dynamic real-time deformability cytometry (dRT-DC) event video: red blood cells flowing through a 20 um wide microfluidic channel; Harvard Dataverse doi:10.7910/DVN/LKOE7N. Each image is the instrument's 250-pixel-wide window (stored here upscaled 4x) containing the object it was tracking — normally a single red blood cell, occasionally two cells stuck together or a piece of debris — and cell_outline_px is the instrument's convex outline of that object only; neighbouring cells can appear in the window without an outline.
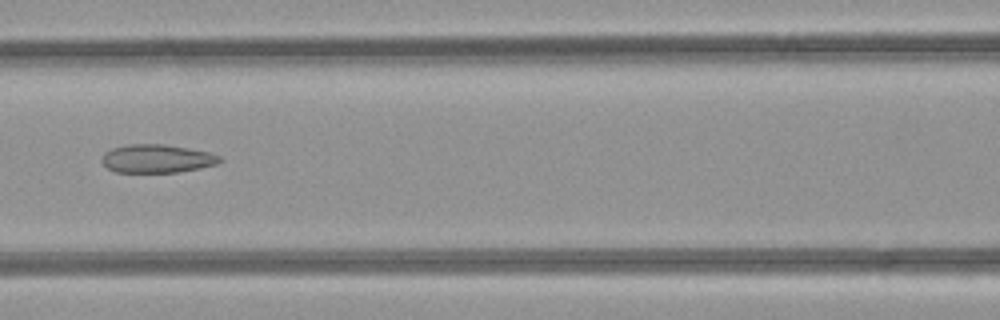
{"species": "common noctule bat (a hibernating species)", "species_latin": "Nyctalus noctula", "temperature_condition": "room temperature", "stored_images_in_passage": 32, "camera_frame_rate_fps": 3000, "um_per_image_px": 0.085, "animal": {"sex": "female", "body_mass_g": 21.9}, "frame": {"image": 1, "passage_image": 14, "time_ms": 4.333, "image_size_px": [1000, 320], "cell_outline_px": [[224, 160], [216, 164], [200, 168], [176, 172], [116, 172], [108, 168], [100, 160], [104, 152], [112, 148], [128, 144], [164, 144], [188, 148], [208, 152], [220, 156]], "centroid_in_image_um": [13.33, 13.48], "position_along_channel_um": 153.3, "area_um2": 19.48}}
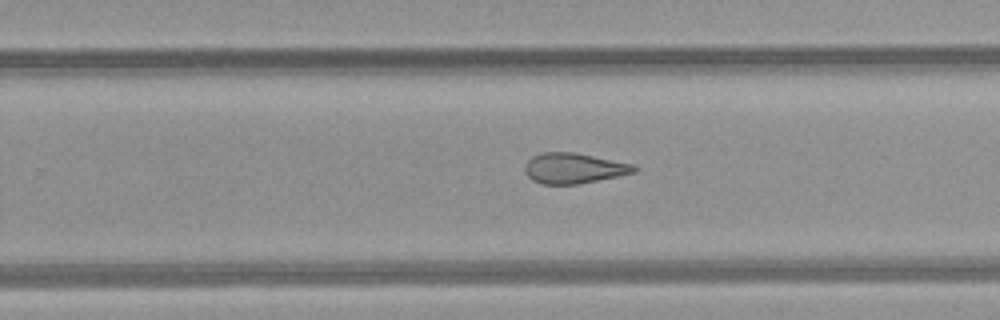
{"frame": {"image": 2, "passage_image": 23, "time_ms": 7.333, "image_size_px": [1000, 320], "cell_outline_px": [[636, 172], [580, 184], [540, 184], [532, 180], [524, 172], [524, 164], [532, 156], [544, 152], [572, 152], [632, 164], [636, 168]], "centroid_in_image_um": [48.71, 14.31], "position_along_channel_um": 281.1, "area_um2": 19.25}}
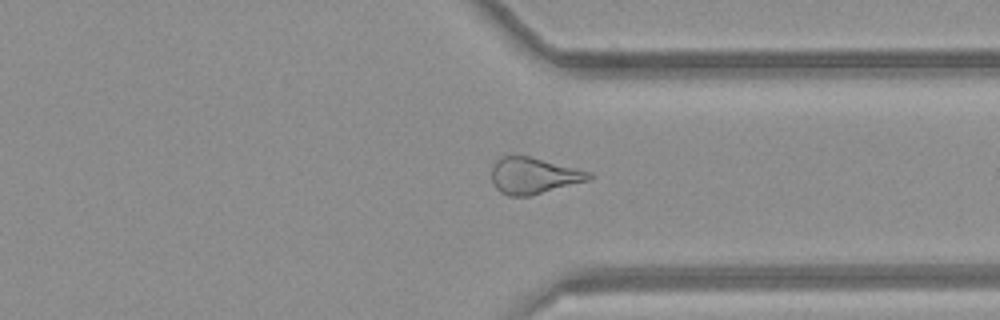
{"frame": {"image": 3, "passage_image": 29, "time_ms": 9.333, "image_size_px": [1000, 320], "cell_outline_px": [[596, 176], [588, 180], [528, 196], [508, 196], [500, 192], [496, 188], [492, 180], [492, 168], [496, 160], [500, 156], [528, 156], [592, 172]], "centroid_in_image_um": [45.35, 14.93], "position_along_channel_um": 366.0, "area_um2": 20.4}}